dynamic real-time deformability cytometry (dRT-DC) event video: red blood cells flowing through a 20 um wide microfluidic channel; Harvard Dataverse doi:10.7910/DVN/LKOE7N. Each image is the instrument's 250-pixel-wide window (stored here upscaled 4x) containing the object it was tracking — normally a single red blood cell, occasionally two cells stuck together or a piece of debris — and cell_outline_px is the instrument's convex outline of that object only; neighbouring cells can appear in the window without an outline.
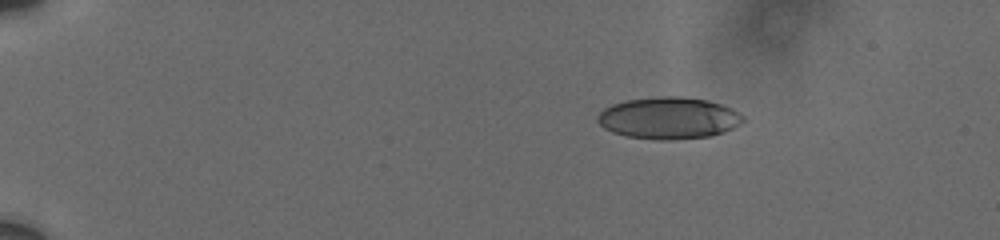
{"species": "human", "species_latin": "Homo sapiens", "temperature_condition": "cold", "stored_images_in_passage": 9, "camera_frame_rate_fps": 3000, "um_per_image_px": 0.085, "donor": {"sex": "male"}, "frame": {"image": 1, "passage_image": 4, "time_ms": 3.0, "image_size_px": [1000, 240], "cell_outline_px": [[744, 120], [740, 124], [724, 132], [712, 136], [672, 140], [656, 140], [628, 136], [612, 132], [604, 128], [596, 120], [596, 116], [604, 108], [612, 104], [624, 100], [656, 96], [684, 96], [708, 100], [720, 104], [744, 116]], "centroid_in_image_um": [56.81, 10.03], "position_along_channel_um": 28.2, "area_um2": 35.66}}
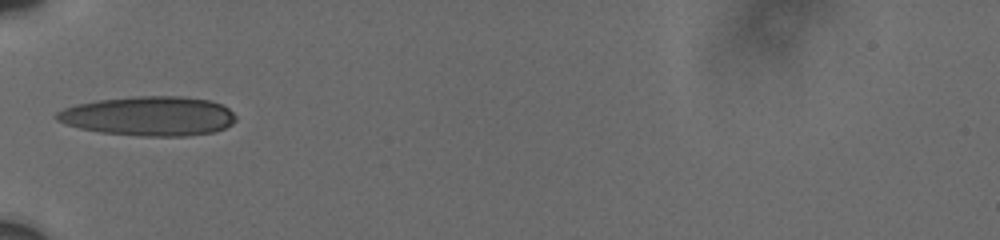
{"frame": {"image": 2, "passage_image": 8, "time_ms": 7.0, "image_size_px": [1000, 240], "cell_outline_px": [[236, 120], [232, 124], [216, 132], [188, 136], [140, 136], [100, 132], [80, 128], [56, 120], [56, 112], [64, 108], [76, 104], [96, 100], [136, 96], [180, 96], [212, 100], [224, 104], [236, 116]], "centroid_in_image_um": [12.7, 9.86], "position_along_channel_um": 72.3, "area_um2": 41.44}}
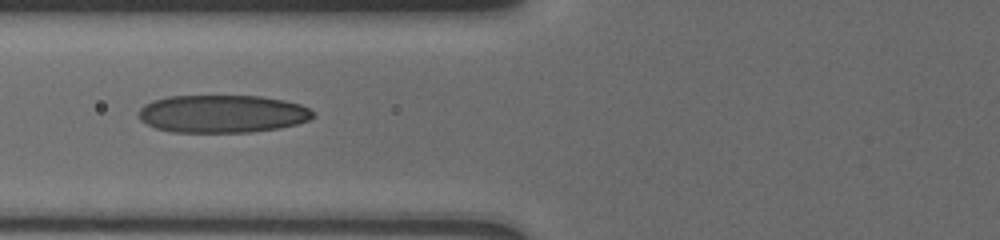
{"frame": {"image": 3, "passage_image": 9, "time_ms": 8.0, "image_size_px": [1000, 240], "cell_outline_px": [[316, 116], [308, 120], [296, 124], [280, 128], [252, 132], [172, 132], [156, 128], [140, 120], [140, 108], [144, 104], [152, 100], [168, 96], [260, 96], [284, 100], [300, 104], [308, 108]], "centroid_in_image_um": [18.9, 9.67], "position_along_channel_um": 106.9, "area_um2": 38.44}}